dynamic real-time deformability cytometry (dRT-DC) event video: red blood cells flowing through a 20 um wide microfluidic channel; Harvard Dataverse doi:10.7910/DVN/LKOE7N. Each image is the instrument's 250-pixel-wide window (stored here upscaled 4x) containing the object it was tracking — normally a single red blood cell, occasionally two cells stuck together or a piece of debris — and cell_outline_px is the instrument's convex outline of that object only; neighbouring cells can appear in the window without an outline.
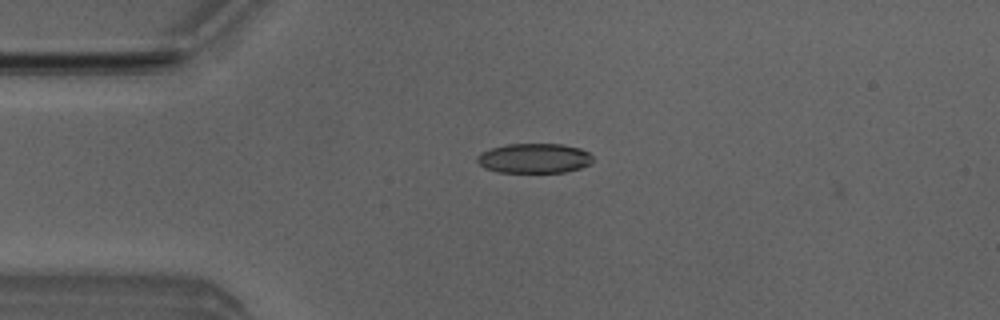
{"species": "Egyptian fruit bat (a non-hibernating species)", "species_latin": "Rousettus aegyptiacus", "temperature_condition": "room temperature", "stored_images_in_passage": 4, "camera_frame_rate_fps": 3000, "um_per_image_px": 0.085, "animal": {"sex": "male"}, "frame": {"image": 1, "passage_image": 3, "time_ms": 3.0, "image_size_px": [1000, 320], "cell_outline_px": [[592, 160], [588, 164], [580, 168], [564, 172], [496, 172], [484, 168], [476, 160], [476, 156], [480, 152], [492, 148], [508, 144], [564, 144], [580, 148], [588, 152], [592, 156]], "centroid_in_image_um": [45.38, 13.45], "position_along_channel_um": 39.6, "area_um2": 20.06}}